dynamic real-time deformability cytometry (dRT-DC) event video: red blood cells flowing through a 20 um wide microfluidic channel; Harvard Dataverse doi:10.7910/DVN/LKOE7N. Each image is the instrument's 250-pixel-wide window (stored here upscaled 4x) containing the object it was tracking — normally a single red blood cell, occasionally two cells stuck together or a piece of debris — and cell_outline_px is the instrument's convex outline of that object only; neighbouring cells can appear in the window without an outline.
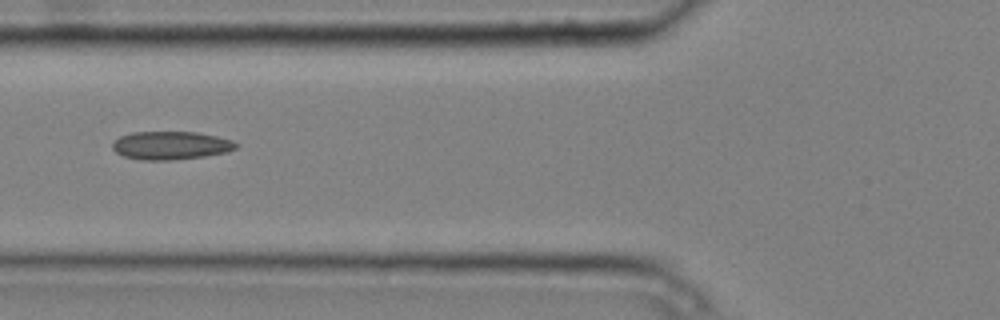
{"species": "common noctule bat (a hibernating species)", "species_latin": "Nyctalus noctula", "temperature_condition": "cold", "stored_images_in_passage": 7, "camera_frame_rate_fps": 3000, "um_per_image_px": 0.085, "animal": {"sex": "male", "body_mass_g": 20.4}, "frame": {"image": 1, "passage_image": 7, "time_ms": 2.0, "image_size_px": [1000, 320], "cell_outline_px": [[240, 144], [236, 148], [228, 152], [204, 156], [172, 160], [144, 160], [124, 156], [116, 152], [112, 148], [112, 140], [120, 136], [132, 132], [196, 132], [216, 136], [232, 140]], "centroid_in_image_um": [14.52, 12.36], "position_along_channel_um": 111.3, "area_um2": 20.4}}